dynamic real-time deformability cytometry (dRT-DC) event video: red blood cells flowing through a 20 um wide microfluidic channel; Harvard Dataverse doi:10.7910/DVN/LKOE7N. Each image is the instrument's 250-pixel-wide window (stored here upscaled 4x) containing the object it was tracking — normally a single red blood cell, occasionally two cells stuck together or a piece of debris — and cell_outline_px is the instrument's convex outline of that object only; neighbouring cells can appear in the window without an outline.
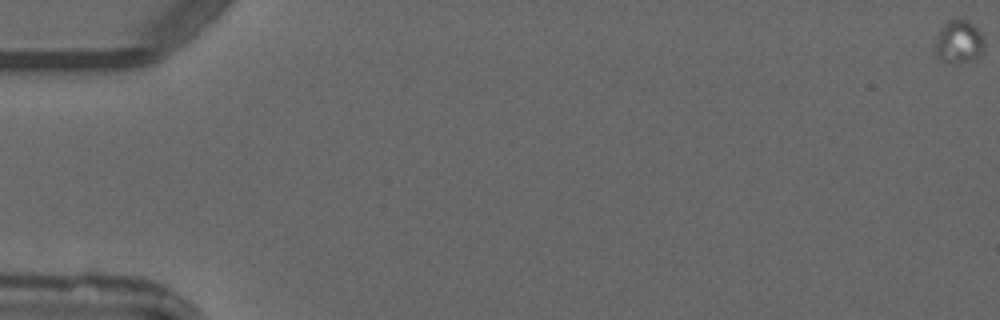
{"species": "common noctule bat (a hibernating species)", "species_latin": "Nyctalus noctula", "temperature_condition": "warm", "stored_images_in_passage": 4, "camera_frame_rate_fps": 3000, "um_per_image_px": 0.085, "animal": {"sex": "male", "forearm_length_mm": 52.5}, "frame": {"image": 1, "passage_image": 4, "time_ms": 4.667, "image_size_px": [1000, 320], "cell_outline_px": [[984, 44], [980, 52], [976, 56], [968, 60], [940, 60], [936, 56], [936, 36], [944, 24], [952, 20], [964, 20], [972, 24], [984, 36]], "centroid_in_image_um": [81.49, 3.5], "position_along_channel_um": 3.5, "area_um2": 11.5}}